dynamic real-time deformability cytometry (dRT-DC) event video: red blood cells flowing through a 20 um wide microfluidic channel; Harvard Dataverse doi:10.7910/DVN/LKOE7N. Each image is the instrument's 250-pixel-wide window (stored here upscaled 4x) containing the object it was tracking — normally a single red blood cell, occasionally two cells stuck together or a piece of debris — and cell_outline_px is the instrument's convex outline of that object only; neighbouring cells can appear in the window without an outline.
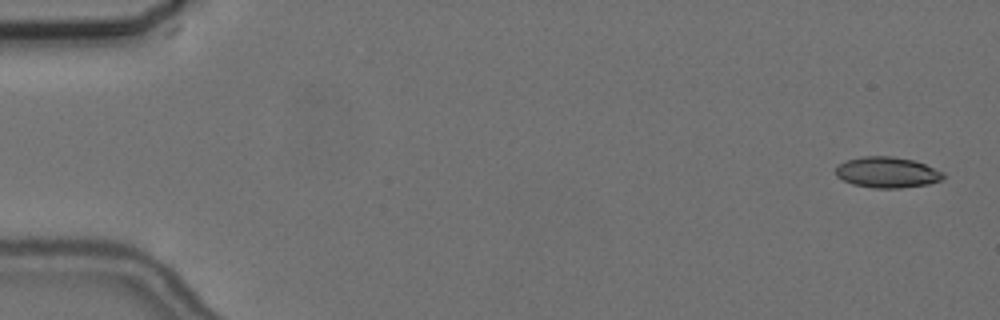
{"species": "common noctule bat (a hibernating species)", "species_latin": "Nyctalus noctula", "temperature_condition": "cold", "stored_images_in_passage": 56, "camera_frame_rate_fps": 3000, "um_per_image_px": 0.085, "animal": {"sex": "female", "body_mass_g": 24.6, "forearm_length_mm": 56.2}, "frame": {"image": 1, "passage_image": 2, "time_ms": 0.333, "image_size_px": [1000, 320], "cell_outline_px": [[944, 176], [940, 180], [928, 184], [900, 188], [872, 188], [852, 184], [836, 176], [836, 168], [840, 164], [848, 160], [864, 156], [892, 156], [912, 160], [924, 164], [944, 172]], "centroid_in_image_um": [75.41, 14.66], "position_along_channel_um": 9.6, "area_um2": 19.13}}
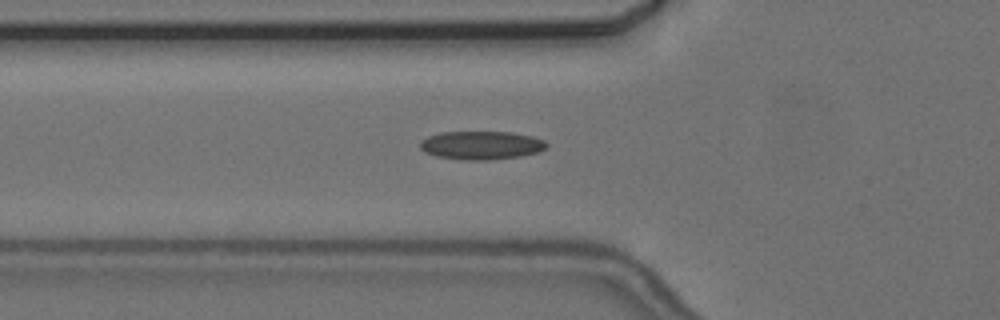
{"frame": {"image": 2, "passage_image": 20, "time_ms": 6.333, "image_size_px": [1000, 320], "cell_outline_px": [[548, 144], [540, 152], [520, 156], [488, 160], [464, 160], [436, 156], [424, 152], [420, 148], [420, 144], [428, 136], [440, 132], [512, 132], [532, 136], [544, 140]], "centroid_in_image_um": [40.92, 12.35], "position_along_channel_um": 84.9, "area_um2": 20.92}}
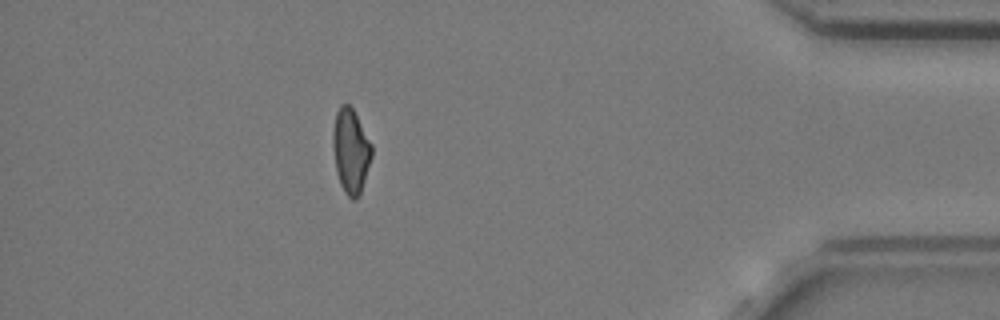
{"frame": {"image": 3, "passage_image": 50, "time_ms": 16.333, "image_size_px": [1000, 320], "cell_outline_px": [[372, 156], [360, 192], [356, 200], [352, 200], [344, 192], [340, 184], [336, 172], [332, 148], [332, 132], [336, 112], [340, 104], [348, 104], [352, 108], [372, 144]], "centroid_in_image_um": [29.79, 12.82], "position_along_channel_um": 405.4, "area_um2": 19.13}, "authors_computed_cell_mechanics": {"area_um2": 19.5942, "velocity_mm_per_s": 3.6641, "shape_relaxation_time_tau1_ms": null, "shape_relaxation_time_tau2_ms": 4.2053, "deformation_change_tau1": null, "deformation_change_tau2": 0.1124}}